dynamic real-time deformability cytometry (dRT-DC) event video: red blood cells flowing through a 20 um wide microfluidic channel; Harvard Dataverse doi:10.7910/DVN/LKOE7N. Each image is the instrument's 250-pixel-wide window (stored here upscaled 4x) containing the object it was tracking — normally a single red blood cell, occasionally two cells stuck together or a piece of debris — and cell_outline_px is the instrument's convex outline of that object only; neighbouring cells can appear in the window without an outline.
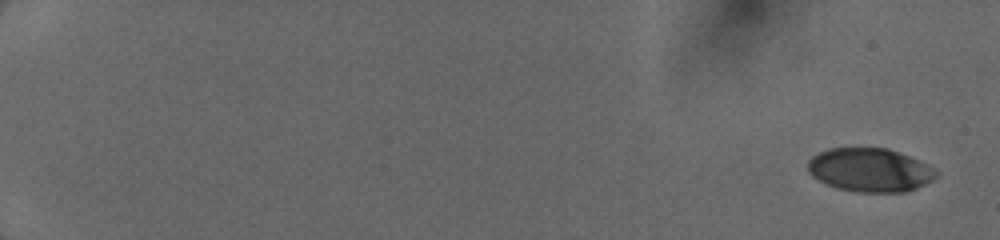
{"species": "human", "species_latin": "Homo sapiens", "temperature_condition": "cold", "stored_images_in_passage": 18, "camera_frame_rate_fps": 3000, "um_per_image_px": 0.085, "donor": {"sex": "female"}, "frame": {"image": 1, "passage_image": 1, "time_ms": 0.0, "image_size_px": [1000, 240], "cell_outline_px": [[940, 172], [932, 180], [916, 188], [904, 192], [856, 192], [836, 188], [812, 176], [808, 172], [808, 160], [812, 156], [828, 148], [888, 148], [928, 164]], "centroid_in_image_um": [73.94, 14.45], "position_along_channel_um": 11.1, "area_um2": 32.6}}
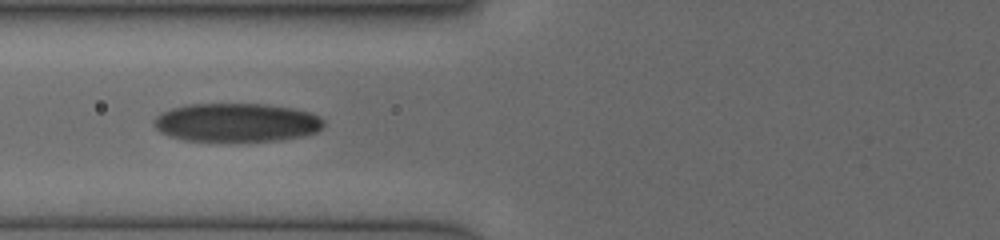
{"frame": {"image": 2, "passage_image": 11, "time_ms": 7.333, "image_size_px": [1000, 240], "cell_outline_px": [[324, 124], [316, 132], [304, 136], [280, 140], [184, 140], [168, 136], [160, 132], [152, 124], [152, 120], [160, 112], [172, 108], [188, 104], [264, 104], [292, 108], [308, 112], [324, 120]], "centroid_in_image_um": [20.05, 10.4], "position_along_channel_um": 105.7, "area_um2": 37.97}}
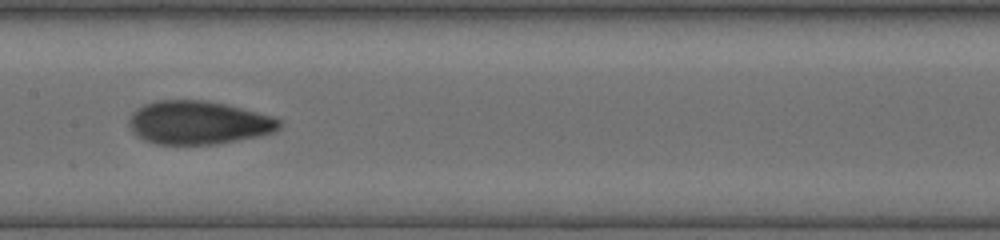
{"frame": {"image": 3, "passage_image": 16, "time_ms": 9.333, "image_size_px": [1000, 240], "cell_outline_px": [[284, 124], [276, 132], [260, 136], [216, 144], [156, 144], [144, 140], [132, 132], [128, 124], [128, 120], [132, 112], [136, 108], [144, 104], [156, 100], [208, 100], [228, 104], [272, 116], [284, 120]], "centroid_in_image_um": [16.89, 10.42], "position_along_channel_um": 190.5, "area_um2": 38.61}}